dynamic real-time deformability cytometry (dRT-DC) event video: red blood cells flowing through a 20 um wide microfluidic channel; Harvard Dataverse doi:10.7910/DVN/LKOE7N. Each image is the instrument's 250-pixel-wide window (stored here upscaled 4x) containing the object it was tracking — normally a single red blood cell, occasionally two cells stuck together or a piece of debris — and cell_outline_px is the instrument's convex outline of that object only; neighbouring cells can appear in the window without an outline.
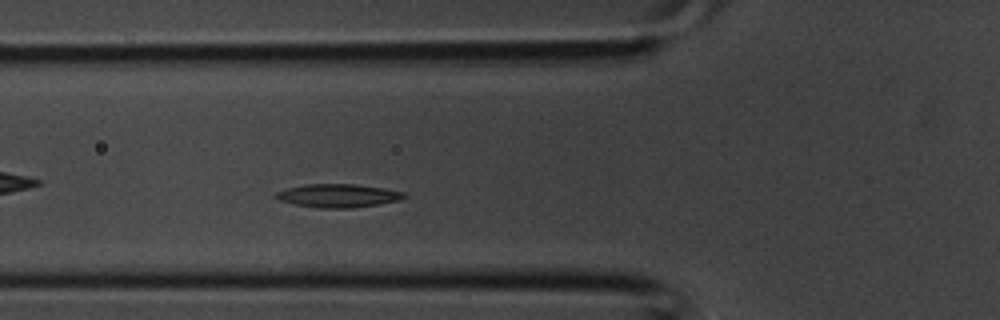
{"species": "common noctule bat (a hibernating species)", "species_latin": "Nyctalus noctula", "temperature_condition": "room temperature", "stored_images_in_passage": 33, "camera_frame_rate_fps": 3000, "um_per_image_px": 0.085, "animal": {"sex": "male", "body_mass_g": 20.1, "forearm_length_mm": 53.5}, "frame": {"image": 1, "passage_image": 8, "time_ms": 2.333, "image_size_px": [1000, 320], "cell_outline_px": [[408, 196], [400, 200], [380, 204], [352, 208], [316, 208], [296, 204], [280, 200], [272, 196], [276, 192], [288, 188], [304, 184], [352, 184], [384, 188], [404, 192]], "centroid_in_image_um": [28.75, 16.63], "position_along_channel_um": 97.1, "area_um2": 17.51}}
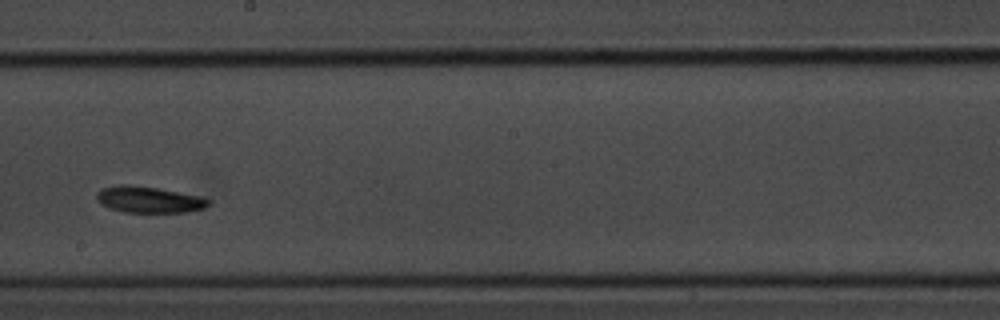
{"frame": {"image": 2, "passage_image": 16, "time_ms": 5.0, "image_size_px": [1000, 320], "cell_outline_px": [[212, 200], [204, 208], [188, 212], [124, 212], [108, 208], [100, 204], [96, 196], [96, 192], [100, 188], [120, 184], [124, 184], [156, 188], [204, 196]], "centroid_in_image_um": [12.65, 16.96], "position_along_channel_um": 235.5, "area_um2": 17.34}}
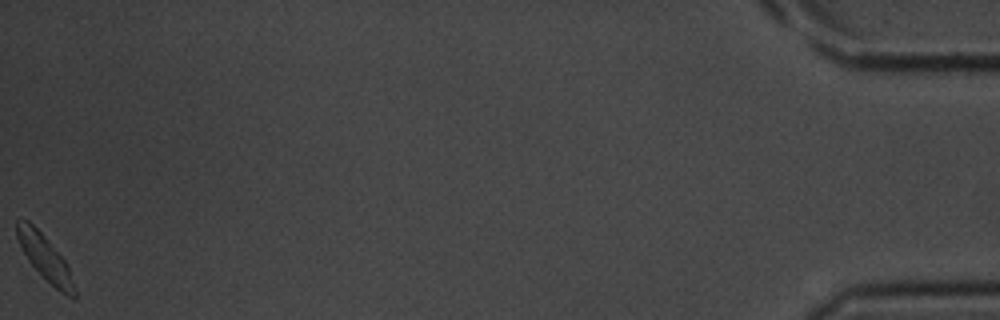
{"frame": {"image": 3, "passage_image": 33, "time_ms": 10.667, "image_size_px": [1000, 320], "cell_outline_px": [[76, 296], [68, 296], [60, 292], [28, 260], [16, 236], [16, 220], [20, 216], [28, 220], [44, 236], [68, 264], [76, 292]], "centroid_in_image_um": [3.8, 21.85], "position_along_channel_um": 431.4, "area_um2": 14.74}}